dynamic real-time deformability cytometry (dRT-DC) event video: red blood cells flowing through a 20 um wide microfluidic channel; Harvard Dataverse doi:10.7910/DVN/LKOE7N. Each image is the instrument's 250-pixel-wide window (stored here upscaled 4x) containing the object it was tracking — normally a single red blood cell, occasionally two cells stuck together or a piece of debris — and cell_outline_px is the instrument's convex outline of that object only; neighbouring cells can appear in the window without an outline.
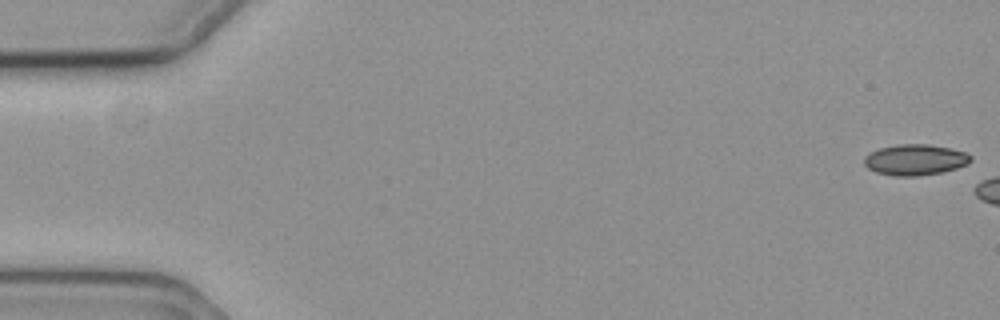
{"species": "common noctule bat (a hibernating species)", "species_latin": "Nyctalus noctula", "temperature_condition": "cold", "stored_images_in_passage": 9, "camera_frame_rate_fps": 3000, "um_per_image_px": 0.085, "animal": {"sex": "female", "body_mass_g": 19.3, "forearm_length_mm": 54.1}, "frame": {"image": 1, "passage_image": 1, "time_ms": 0.0, "image_size_px": [1000, 320], "cell_outline_px": [[972, 160], [968, 164], [956, 168], [940, 172], [916, 176], [896, 176], [876, 172], [868, 168], [864, 164], [864, 156], [880, 148], [900, 144], [928, 144], [968, 152], [972, 156]], "centroid_in_image_um": [77.81, 13.58], "position_along_channel_um": 7.2, "area_um2": 19.07}}